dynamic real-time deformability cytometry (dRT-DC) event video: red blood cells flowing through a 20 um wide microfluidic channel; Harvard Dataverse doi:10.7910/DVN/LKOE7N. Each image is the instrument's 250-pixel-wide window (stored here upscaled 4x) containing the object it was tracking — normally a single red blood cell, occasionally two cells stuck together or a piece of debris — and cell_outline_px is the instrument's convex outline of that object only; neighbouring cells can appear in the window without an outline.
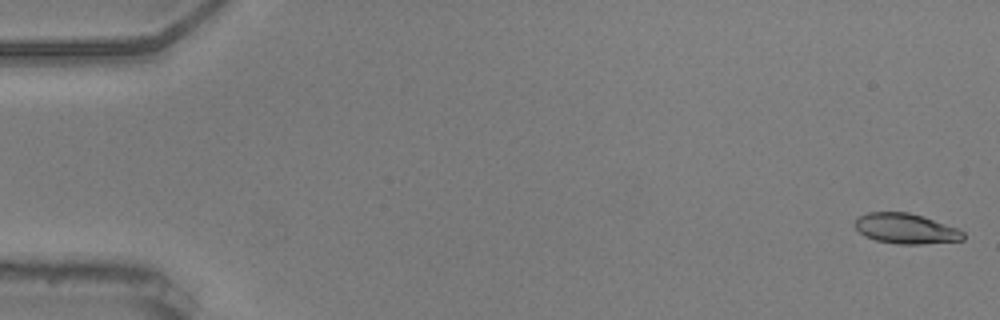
{"species": "common noctule bat (a hibernating species)", "species_latin": "Nyctalus noctula", "temperature_condition": "warm", "stored_images_in_passage": 55, "camera_frame_rate_fps": 3000, "um_per_image_px": 0.085, "animal": {"sex": "male", "body_mass_g": 20.5, "forearm_length_mm": 52.5}, "frame": {"image": 1, "passage_image": 1, "time_ms": 0.0, "image_size_px": [1000, 320], "cell_outline_px": [[964, 240], [920, 244], [896, 244], [876, 240], [864, 236], [852, 224], [856, 216], [868, 212], [908, 212], [924, 216], [956, 228], [964, 232]], "centroid_in_image_um": [76.94, 19.42], "position_along_channel_um": 8.1, "area_um2": 19.25}}
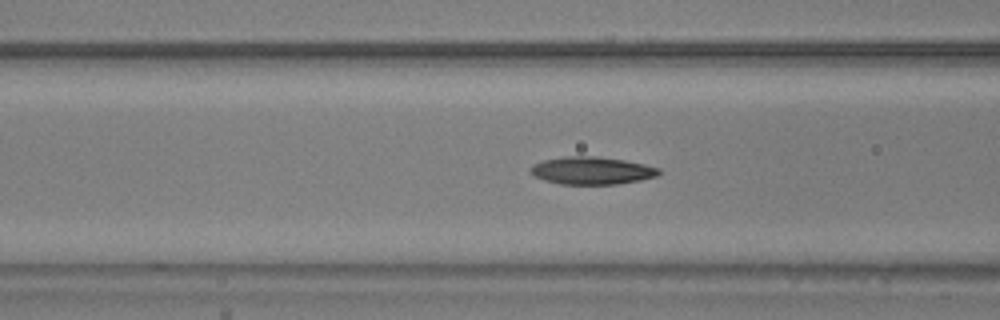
{"frame": {"image": 2, "passage_image": 22, "time_ms": 7.0, "image_size_px": [1000, 320], "cell_outline_px": [[660, 172], [656, 176], [640, 180], [616, 184], [560, 184], [544, 180], [532, 176], [528, 172], [532, 164], [544, 160], [564, 156], [596, 156], [624, 160], [644, 164], [660, 168]], "centroid_in_image_um": [50.25, 14.5], "position_along_channel_um": 116.4, "area_um2": 20.75}}
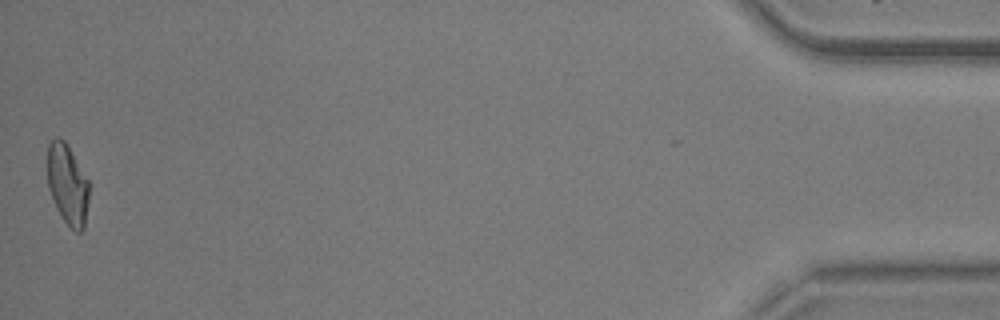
{"frame": {"image": 3, "passage_image": 55, "time_ms": 18.0, "image_size_px": [1000, 320], "cell_outline_px": [[88, 204], [84, 228], [80, 232], [76, 232], [64, 220], [56, 208], [48, 188], [48, 144], [56, 136], [64, 140], [88, 180]], "centroid_in_image_um": [5.73, 15.69], "position_along_channel_um": 429.5, "area_um2": 19.19}, "authors_computed_cell_mechanics": {"area_um2": 20.0566, "velocity_mm_per_s": 3.6811, "shape_relaxation_time_tau1_ms": 5.1856, "shape_relaxation_time_tau2_ms": 2.4534, "deformation_change_tau1": 0.1991, "deformation_change_tau2": 0.088}}